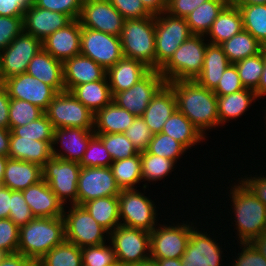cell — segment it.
Instances as JSON below:
<instances>
[{
  "label": "cell",
  "mask_w": 266,
  "mask_h": 266,
  "mask_svg": "<svg viewBox=\"0 0 266 266\" xmlns=\"http://www.w3.org/2000/svg\"><path fill=\"white\" fill-rule=\"evenodd\" d=\"M4 88L10 98L30 102L44 112L57 94L51 86L27 73L5 79Z\"/></svg>",
  "instance_id": "ac0fdd59"
},
{
  "label": "cell",
  "mask_w": 266,
  "mask_h": 266,
  "mask_svg": "<svg viewBox=\"0 0 266 266\" xmlns=\"http://www.w3.org/2000/svg\"><path fill=\"white\" fill-rule=\"evenodd\" d=\"M81 166L78 162L51 157L42 167L43 180L64 204L67 198L77 205V184Z\"/></svg>",
  "instance_id": "30bf717a"
},
{
  "label": "cell",
  "mask_w": 266,
  "mask_h": 266,
  "mask_svg": "<svg viewBox=\"0 0 266 266\" xmlns=\"http://www.w3.org/2000/svg\"><path fill=\"white\" fill-rule=\"evenodd\" d=\"M23 31V16H0V51Z\"/></svg>",
  "instance_id": "11a10c76"
},
{
  "label": "cell",
  "mask_w": 266,
  "mask_h": 266,
  "mask_svg": "<svg viewBox=\"0 0 266 266\" xmlns=\"http://www.w3.org/2000/svg\"><path fill=\"white\" fill-rule=\"evenodd\" d=\"M5 79L3 78L2 71H1V60H0V88L4 87Z\"/></svg>",
  "instance_id": "2a66077c"
},
{
  "label": "cell",
  "mask_w": 266,
  "mask_h": 266,
  "mask_svg": "<svg viewBox=\"0 0 266 266\" xmlns=\"http://www.w3.org/2000/svg\"><path fill=\"white\" fill-rule=\"evenodd\" d=\"M240 243H250L266 232V206L240 181L230 189Z\"/></svg>",
  "instance_id": "3957f363"
},
{
  "label": "cell",
  "mask_w": 266,
  "mask_h": 266,
  "mask_svg": "<svg viewBox=\"0 0 266 266\" xmlns=\"http://www.w3.org/2000/svg\"><path fill=\"white\" fill-rule=\"evenodd\" d=\"M10 97L4 87L0 88V127L9 129Z\"/></svg>",
  "instance_id": "e7e4bbea"
},
{
  "label": "cell",
  "mask_w": 266,
  "mask_h": 266,
  "mask_svg": "<svg viewBox=\"0 0 266 266\" xmlns=\"http://www.w3.org/2000/svg\"><path fill=\"white\" fill-rule=\"evenodd\" d=\"M43 179L42 167L36 163L8 158L2 186L23 191Z\"/></svg>",
  "instance_id": "83f0119b"
},
{
  "label": "cell",
  "mask_w": 266,
  "mask_h": 266,
  "mask_svg": "<svg viewBox=\"0 0 266 266\" xmlns=\"http://www.w3.org/2000/svg\"><path fill=\"white\" fill-rule=\"evenodd\" d=\"M95 135L102 140L113 161L130 158L139 153L124 133Z\"/></svg>",
  "instance_id": "bcb514c9"
},
{
  "label": "cell",
  "mask_w": 266,
  "mask_h": 266,
  "mask_svg": "<svg viewBox=\"0 0 266 266\" xmlns=\"http://www.w3.org/2000/svg\"><path fill=\"white\" fill-rule=\"evenodd\" d=\"M220 46L223 48L231 64L257 55L261 52L262 48V44L251 33L245 30L224 41Z\"/></svg>",
  "instance_id": "74e56055"
},
{
  "label": "cell",
  "mask_w": 266,
  "mask_h": 266,
  "mask_svg": "<svg viewBox=\"0 0 266 266\" xmlns=\"http://www.w3.org/2000/svg\"><path fill=\"white\" fill-rule=\"evenodd\" d=\"M193 223L175 226L159 225L150 232V257L151 259L181 258L186 250Z\"/></svg>",
  "instance_id": "4fadbf2b"
},
{
  "label": "cell",
  "mask_w": 266,
  "mask_h": 266,
  "mask_svg": "<svg viewBox=\"0 0 266 266\" xmlns=\"http://www.w3.org/2000/svg\"><path fill=\"white\" fill-rule=\"evenodd\" d=\"M135 118L134 114L112 101L94 114L93 131L95 134L124 133Z\"/></svg>",
  "instance_id": "f546056e"
},
{
  "label": "cell",
  "mask_w": 266,
  "mask_h": 266,
  "mask_svg": "<svg viewBox=\"0 0 266 266\" xmlns=\"http://www.w3.org/2000/svg\"><path fill=\"white\" fill-rule=\"evenodd\" d=\"M244 89L235 64H230L224 71L213 92L217 96H225Z\"/></svg>",
  "instance_id": "9f6ffc18"
},
{
  "label": "cell",
  "mask_w": 266,
  "mask_h": 266,
  "mask_svg": "<svg viewBox=\"0 0 266 266\" xmlns=\"http://www.w3.org/2000/svg\"><path fill=\"white\" fill-rule=\"evenodd\" d=\"M118 263L131 266L150 259V232L119 225L109 233ZM149 252V253H147Z\"/></svg>",
  "instance_id": "ba28073f"
},
{
  "label": "cell",
  "mask_w": 266,
  "mask_h": 266,
  "mask_svg": "<svg viewBox=\"0 0 266 266\" xmlns=\"http://www.w3.org/2000/svg\"><path fill=\"white\" fill-rule=\"evenodd\" d=\"M70 92L94 114L113 101L106 76L99 81L75 86Z\"/></svg>",
  "instance_id": "d6a6232c"
},
{
  "label": "cell",
  "mask_w": 266,
  "mask_h": 266,
  "mask_svg": "<svg viewBox=\"0 0 266 266\" xmlns=\"http://www.w3.org/2000/svg\"><path fill=\"white\" fill-rule=\"evenodd\" d=\"M82 26L78 19L62 29H58L42 41L43 49L53 58L64 63L80 54Z\"/></svg>",
  "instance_id": "44dd1931"
},
{
  "label": "cell",
  "mask_w": 266,
  "mask_h": 266,
  "mask_svg": "<svg viewBox=\"0 0 266 266\" xmlns=\"http://www.w3.org/2000/svg\"><path fill=\"white\" fill-rule=\"evenodd\" d=\"M113 162L110 153L105 148L102 140L94 135L87 146L83 159L79 163L81 167H110Z\"/></svg>",
  "instance_id": "c3c4849f"
},
{
  "label": "cell",
  "mask_w": 266,
  "mask_h": 266,
  "mask_svg": "<svg viewBox=\"0 0 266 266\" xmlns=\"http://www.w3.org/2000/svg\"><path fill=\"white\" fill-rule=\"evenodd\" d=\"M227 4L228 0H209L194 9L185 17L191 33L206 36L205 34Z\"/></svg>",
  "instance_id": "8d00e7d4"
},
{
  "label": "cell",
  "mask_w": 266,
  "mask_h": 266,
  "mask_svg": "<svg viewBox=\"0 0 266 266\" xmlns=\"http://www.w3.org/2000/svg\"><path fill=\"white\" fill-rule=\"evenodd\" d=\"M83 266H113L118 264L112 246L104 244L81 248Z\"/></svg>",
  "instance_id": "681fc988"
},
{
  "label": "cell",
  "mask_w": 266,
  "mask_h": 266,
  "mask_svg": "<svg viewBox=\"0 0 266 266\" xmlns=\"http://www.w3.org/2000/svg\"><path fill=\"white\" fill-rule=\"evenodd\" d=\"M141 2L152 15L166 12L167 0H141Z\"/></svg>",
  "instance_id": "003e7915"
},
{
  "label": "cell",
  "mask_w": 266,
  "mask_h": 266,
  "mask_svg": "<svg viewBox=\"0 0 266 266\" xmlns=\"http://www.w3.org/2000/svg\"><path fill=\"white\" fill-rule=\"evenodd\" d=\"M177 109L174 91L166 83L152 98L150 104L141 116L153 134L160 133L165 122Z\"/></svg>",
  "instance_id": "484cf974"
},
{
  "label": "cell",
  "mask_w": 266,
  "mask_h": 266,
  "mask_svg": "<svg viewBox=\"0 0 266 266\" xmlns=\"http://www.w3.org/2000/svg\"><path fill=\"white\" fill-rule=\"evenodd\" d=\"M261 53H262V59L264 62V69H263V73L260 79V83L257 89L255 90L257 98L263 97L266 95V45H262Z\"/></svg>",
  "instance_id": "a7ac6f4b"
},
{
  "label": "cell",
  "mask_w": 266,
  "mask_h": 266,
  "mask_svg": "<svg viewBox=\"0 0 266 266\" xmlns=\"http://www.w3.org/2000/svg\"><path fill=\"white\" fill-rule=\"evenodd\" d=\"M11 130L0 127V155L8 157Z\"/></svg>",
  "instance_id": "89a4df30"
},
{
  "label": "cell",
  "mask_w": 266,
  "mask_h": 266,
  "mask_svg": "<svg viewBox=\"0 0 266 266\" xmlns=\"http://www.w3.org/2000/svg\"><path fill=\"white\" fill-rule=\"evenodd\" d=\"M42 48L40 39L22 31L5 49L0 51L3 78L26 73L28 64Z\"/></svg>",
  "instance_id": "9a60e30c"
},
{
  "label": "cell",
  "mask_w": 266,
  "mask_h": 266,
  "mask_svg": "<svg viewBox=\"0 0 266 266\" xmlns=\"http://www.w3.org/2000/svg\"><path fill=\"white\" fill-rule=\"evenodd\" d=\"M158 266H182L181 258H168L155 260Z\"/></svg>",
  "instance_id": "753ad0ef"
},
{
  "label": "cell",
  "mask_w": 266,
  "mask_h": 266,
  "mask_svg": "<svg viewBox=\"0 0 266 266\" xmlns=\"http://www.w3.org/2000/svg\"><path fill=\"white\" fill-rule=\"evenodd\" d=\"M82 27L120 36L125 18L109 0H84L78 18Z\"/></svg>",
  "instance_id": "2e32d148"
},
{
  "label": "cell",
  "mask_w": 266,
  "mask_h": 266,
  "mask_svg": "<svg viewBox=\"0 0 266 266\" xmlns=\"http://www.w3.org/2000/svg\"><path fill=\"white\" fill-rule=\"evenodd\" d=\"M240 244L244 248H242L241 253H238L239 256L232 266H266L265 257L251 243Z\"/></svg>",
  "instance_id": "680465c9"
},
{
  "label": "cell",
  "mask_w": 266,
  "mask_h": 266,
  "mask_svg": "<svg viewBox=\"0 0 266 266\" xmlns=\"http://www.w3.org/2000/svg\"><path fill=\"white\" fill-rule=\"evenodd\" d=\"M150 70L141 61L123 56L114 66L106 70L112 95L130 89Z\"/></svg>",
  "instance_id": "d4e9b609"
},
{
  "label": "cell",
  "mask_w": 266,
  "mask_h": 266,
  "mask_svg": "<svg viewBox=\"0 0 266 266\" xmlns=\"http://www.w3.org/2000/svg\"><path fill=\"white\" fill-rule=\"evenodd\" d=\"M191 35L185 18L166 12L155 15V70H160Z\"/></svg>",
  "instance_id": "8992f818"
},
{
  "label": "cell",
  "mask_w": 266,
  "mask_h": 266,
  "mask_svg": "<svg viewBox=\"0 0 266 266\" xmlns=\"http://www.w3.org/2000/svg\"><path fill=\"white\" fill-rule=\"evenodd\" d=\"M7 160H8V157L0 155V184L1 185L3 182L4 171H5Z\"/></svg>",
  "instance_id": "34e18365"
},
{
  "label": "cell",
  "mask_w": 266,
  "mask_h": 266,
  "mask_svg": "<svg viewBox=\"0 0 266 266\" xmlns=\"http://www.w3.org/2000/svg\"><path fill=\"white\" fill-rule=\"evenodd\" d=\"M52 157V141L10 136L8 158L32 162L43 167Z\"/></svg>",
  "instance_id": "f1b7e54d"
},
{
  "label": "cell",
  "mask_w": 266,
  "mask_h": 266,
  "mask_svg": "<svg viewBox=\"0 0 266 266\" xmlns=\"http://www.w3.org/2000/svg\"><path fill=\"white\" fill-rule=\"evenodd\" d=\"M19 227L10 218L0 219V250L7 254L17 253Z\"/></svg>",
  "instance_id": "db71d44e"
},
{
  "label": "cell",
  "mask_w": 266,
  "mask_h": 266,
  "mask_svg": "<svg viewBox=\"0 0 266 266\" xmlns=\"http://www.w3.org/2000/svg\"><path fill=\"white\" fill-rule=\"evenodd\" d=\"M80 54L107 70L123 57L120 37L82 27Z\"/></svg>",
  "instance_id": "7c38bea8"
},
{
  "label": "cell",
  "mask_w": 266,
  "mask_h": 266,
  "mask_svg": "<svg viewBox=\"0 0 266 266\" xmlns=\"http://www.w3.org/2000/svg\"><path fill=\"white\" fill-rule=\"evenodd\" d=\"M72 21L69 16L63 13L46 10L31 4L24 12L23 31L43 41Z\"/></svg>",
  "instance_id": "d6986e66"
},
{
  "label": "cell",
  "mask_w": 266,
  "mask_h": 266,
  "mask_svg": "<svg viewBox=\"0 0 266 266\" xmlns=\"http://www.w3.org/2000/svg\"><path fill=\"white\" fill-rule=\"evenodd\" d=\"M137 191L136 189L120 191L119 218L123 220L120 224L151 232L157 226L156 206L151 199Z\"/></svg>",
  "instance_id": "8fae6325"
},
{
  "label": "cell",
  "mask_w": 266,
  "mask_h": 266,
  "mask_svg": "<svg viewBox=\"0 0 266 266\" xmlns=\"http://www.w3.org/2000/svg\"><path fill=\"white\" fill-rule=\"evenodd\" d=\"M209 0H167L166 13L171 16L185 18L199 5Z\"/></svg>",
  "instance_id": "91938a15"
},
{
  "label": "cell",
  "mask_w": 266,
  "mask_h": 266,
  "mask_svg": "<svg viewBox=\"0 0 266 266\" xmlns=\"http://www.w3.org/2000/svg\"><path fill=\"white\" fill-rule=\"evenodd\" d=\"M165 84L159 70H150L130 89L116 93L113 101L136 117H141L152 98Z\"/></svg>",
  "instance_id": "5bb4252c"
},
{
  "label": "cell",
  "mask_w": 266,
  "mask_h": 266,
  "mask_svg": "<svg viewBox=\"0 0 266 266\" xmlns=\"http://www.w3.org/2000/svg\"><path fill=\"white\" fill-rule=\"evenodd\" d=\"M65 240L63 217H35L19 227L18 253L38 262Z\"/></svg>",
  "instance_id": "7a4b0ae2"
},
{
  "label": "cell",
  "mask_w": 266,
  "mask_h": 266,
  "mask_svg": "<svg viewBox=\"0 0 266 266\" xmlns=\"http://www.w3.org/2000/svg\"><path fill=\"white\" fill-rule=\"evenodd\" d=\"M7 253H5L4 251L0 250V262L3 260V258L5 257Z\"/></svg>",
  "instance_id": "b9fcfbb0"
},
{
  "label": "cell",
  "mask_w": 266,
  "mask_h": 266,
  "mask_svg": "<svg viewBox=\"0 0 266 266\" xmlns=\"http://www.w3.org/2000/svg\"><path fill=\"white\" fill-rule=\"evenodd\" d=\"M65 91L75 86L102 80L106 70L91 58L78 54L63 63Z\"/></svg>",
  "instance_id": "cb8c5ba5"
},
{
  "label": "cell",
  "mask_w": 266,
  "mask_h": 266,
  "mask_svg": "<svg viewBox=\"0 0 266 266\" xmlns=\"http://www.w3.org/2000/svg\"><path fill=\"white\" fill-rule=\"evenodd\" d=\"M175 164L173 160L143 151L141 152V177L145 181L162 180L173 171Z\"/></svg>",
  "instance_id": "b9f144b4"
},
{
  "label": "cell",
  "mask_w": 266,
  "mask_h": 266,
  "mask_svg": "<svg viewBox=\"0 0 266 266\" xmlns=\"http://www.w3.org/2000/svg\"><path fill=\"white\" fill-rule=\"evenodd\" d=\"M119 37L124 57L141 61L155 70V15L125 20Z\"/></svg>",
  "instance_id": "277c9868"
},
{
  "label": "cell",
  "mask_w": 266,
  "mask_h": 266,
  "mask_svg": "<svg viewBox=\"0 0 266 266\" xmlns=\"http://www.w3.org/2000/svg\"><path fill=\"white\" fill-rule=\"evenodd\" d=\"M175 93L177 109L205 136L207 129L220 126L217 95L195 80H174L167 83Z\"/></svg>",
  "instance_id": "6da1fadb"
},
{
  "label": "cell",
  "mask_w": 266,
  "mask_h": 266,
  "mask_svg": "<svg viewBox=\"0 0 266 266\" xmlns=\"http://www.w3.org/2000/svg\"><path fill=\"white\" fill-rule=\"evenodd\" d=\"M241 179L252 193L266 206V176L245 177V179Z\"/></svg>",
  "instance_id": "6125c7cd"
},
{
  "label": "cell",
  "mask_w": 266,
  "mask_h": 266,
  "mask_svg": "<svg viewBox=\"0 0 266 266\" xmlns=\"http://www.w3.org/2000/svg\"><path fill=\"white\" fill-rule=\"evenodd\" d=\"M54 130L53 124L44 113L37 120L27 125L14 127L10 136L35 138V140L39 141H53Z\"/></svg>",
  "instance_id": "7dc6e473"
},
{
  "label": "cell",
  "mask_w": 266,
  "mask_h": 266,
  "mask_svg": "<svg viewBox=\"0 0 266 266\" xmlns=\"http://www.w3.org/2000/svg\"><path fill=\"white\" fill-rule=\"evenodd\" d=\"M120 191L110 167H81L77 184V205L96 198L118 196Z\"/></svg>",
  "instance_id": "e0dca14e"
},
{
  "label": "cell",
  "mask_w": 266,
  "mask_h": 266,
  "mask_svg": "<svg viewBox=\"0 0 266 266\" xmlns=\"http://www.w3.org/2000/svg\"><path fill=\"white\" fill-rule=\"evenodd\" d=\"M26 73L51 86L57 93L65 91L63 63L43 48L30 61Z\"/></svg>",
  "instance_id": "4316f807"
},
{
  "label": "cell",
  "mask_w": 266,
  "mask_h": 266,
  "mask_svg": "<svg viewBox=\"0 0 266 266\" xmlns=\"http://www.w3.org/2000/svg\"><path fill=\"white\" fill-rule=\"evenodd\" d=\"M44 114V111L36 105L27 101L10 99L9 105V129L27 125L37 120Z\"/></svg>",
  "instance_id": "ee69618b"
},
{
  "label": "cell",
  "mask_w": 266,
  "mask_h": 266,
  "mask_svg": "<svg viewBox=\"0 0 266 266\" xmlns=\"http://www.w3.org/2000/svg\"><path fill=\"white\" fill-rule=\"evenodd\" d=\"M186 150L181 143L162 132L152 136L149 146L146 149L150 154L162 156L175 162H177L179 156L183 155Z\"/></svg>",
  "instance_id": "f6af8a7d"
},
{
  "label": "cell",
  "mask_w": 266,
  "mask_h": 266,
  "mask_svg": "<svg viewBox=\"0 0 266 266\" xmlns=\"http://www.w3.org/2000/svg\"><path fill=\"white\" fill-rule=\"evenodd\" d=\"M110 169L120 190L136 189L134 185L142 180L141 152L130 158L113 161Z\"/></svg>",
  "instance_id": "f35d334b"
},
{
  "label": "cell",
  "mask_w": 266,
  "mask_h": 266,
  "mask_svg": "<svg viewBox=\"0 0 266 266\" xmlns=\"http://www.w3.org/2000/svg\"><path fill=\"white\" fill-rule=\"evenodd\" d=\"M255 99H257L255 91L246 88L229 95L217 96L220 124L240 117Z\"/></svg>",
  "instance_id": "d590c367"
},
{
  "label": "cell",
  "mask_w": 266,
  "mask_h": 266,
  "mask_svg": "<svg viewBox=\"0 0 266 266\" xmlns=\"http://www.w3.org/2000/svg\"><path fill=\"white\" fill-rule=\"evenodd\" d=\"M84 0H34V5L46 10L56 11L69 16L72 20L79 18Z\"/></svg>",
  "instance_id": "816d5d0a"
},
{
  "label": "cell",
  "mask_w": 266,
  "mask_h": 266,
  "mask_svg": "<svg viewBox=\"0 0 266 266\" xmlns=\"http://www.w3.org/2000/svg\"><path fill=\"white\" fill-rule=\"evenodd\" d=\"M131 266H158L157 262L154 259H148L145 261H142L141 263L131 265Z\"/></svg>",
  "instance_id": "11e5206c"
},
{
  "label": "cell",
  "mask_w": 266,
  "mask_h": 266,
  "mask_svg": "<svg viewBox=\"0 0 266 266\" xmlns=\"http://www.w3.org/2000/svg\"><path fill=\"white\" fill-rule=\"evenodd\" d=\"M11 209V189L0 187V219L9 218Z\"/></svg>",
  "instance_id": "03108f58"
},
{
  "label": "cell",
  "mask_w": 266,
  "mask_h": 266,
  "mask_svg": "<svg viewBox=\"0 0 266 266\" xmlns=\"http://www.w3.org/2000/svg\"><path fill=\"white\" fill-rule=\"evenodd\" d=\"M124 135L132 142L138 152L146 151L154 135L142 117H136Z\"/></svg>",
  "instance_id": "f907efd6"
},
{
  "label": "cell",
  "mask_w": 266,
  "mask_h": 266,
  "mask_svg": "<svg viewBox=\"0 0 266 266\" xmlns=\"http://www.w3.org/2000/svg\"><path fill=\"white\" fill-rule=\"evenodd\" d=\"M95 135L93 129L57 128L52 141V156L66 161L80 163L90 139ZM61 143L65 153L56 151L55 144ZM54 145V146H53Z\"/></svg>",
  "instance_id": "7402d4cb"
},
{
  "label": "cell",
  "mask_w": 266,
  "mask_h": 266,
  "mask_svg": "<svg viewBox=\"0 0 266 266\" xmlns=\"http://www.w3.org/2000/svg\"><path fill=\"white\" fill-rule=\"evenodd\" d=\"M34 217H63L64 204L43 179L22 191Z\"/></svg>",
  "instance_id": "603a6c76"
},
{
  "label": "cell",
  "mask_w": 266,
  "mask_h": 266,
  "mask_svg": "<svg viewBox=\"0 0 266 266\" xmlns=\"http://www.w3.org/2000/svg\"><path fill=\"white\" fill-rule=\"evenodd\" d=\"M36 266H83L81 248L64 240L38 260Z\"/></svg>",
  "instance_id": "ab89813d"
},
{
  "label": "cell",
  "mask_w": 266,
  "mask_h": 266,
  "mask_svg": "<svg viewBox=\"0 0 266 266\" xmlns=\"http://www.w3.org/2000/svg\"><path fill=\"white\" fill-rule=\"evenodd\" d=\"M34 0H0V16H24L25 10Z\"/></svg>",
  "instance_id": "94428289"
},
{
  "label": "cell",
  "mask_w": 266,
  "mask_h": 266,
  "mask_svg": "<svg viewBox=\"0 0 266 266\" xmlns=\"http://www.w3.org/2000/svg\"><path fill=\"white\" fill-rule=\"evenodd\" d=\"M9 218L18 227L26 225L35 218L29 205L24 199L22 191L11 190V209Z\"/></svg>",
  "instance_id": "f5cc1de1"
},
{
  "label": "cell",
  "mask_w": 266,
  "mask_h": 266,
  "mask_svg": "<svg viewBox=\"0 0 266 266\" xmlns=\"http://www.w3.org/2000/svg\"><path fill=\"white\" fill-rule=\"evenodd\" d=\"M228 4L238 7L241 5L266 4V0H228Z\"/></svg>",
  "instance_id": "8c879c8a"
},
{
  "label": "cell",
  "mask_w": 266,
  "mask_h": 266,
  "mask_svg": "<svg viewBox=\"0 0 266 266\" xmlns=\"http://www.w3.org/2000/svg\"><path fill=\"white\" fill-rule=\"evenodd\" d=\"M120 12L125 20L141 19L153 16L143 5L141 0H109Z\"/></svg>",
  "instance_id": "6f0895ef"
},
{
  "label": "cell",
  "mask_w": 266,
  "mask_h": 266,
  "mask_svg": "<svg viewBox=\"0 0 266 266\" xmlns=\"http://www.w3.org/2000/svg\"><path fill=\"white\" fill-rule=\"evenodd\" d=\"M161 132L181 143L187 150L205 138L178 109L165 122Z\"/></svg>",
  "instance_id": "836d02e7"
},
{
  "label": "cell",
  "mask_w": 266,
  "mask_h": 266,
  "mask_svg": "<svg viewBox=\"0 0 266 266\" xmlns=\"http://www.w3.org/2000/svg\"><path fill=\"white\" fill-rule=\"evenodd\" d=\"M243 30L251 33L262 45H266V4L241 5Z\"/></svg>",
  "instance_id": "60d3db41"
},
{
  "label": "cell",
  "mask_w": 266,
  "mask_h": 266,
  "mask_svg": "<svg viewBox=\"0 0 266 266\" xmlns=\"http://www.w3.org/2000/svg\"><path fill=\"white\" fill-rule=\"evenodd\" d=\"M203 35H191L174 52L170 60L159 70L166 81L195 80L203 69L204 55L208 43Z\"/></svg>",
  "instance_id": "5b68a950"
},
{
  "label": "cell",
  "mask_w": 266,
  "mask_h": 266,
  "mask_svg": "<svg viewBox=\"0 0 266 266\" xmlns=\"http://www.w3.org/2000/svg\"><path fill=\"white\" fill-rule=\"evenodd\" d=\"M250 243L266 259V232H264L263 234H261L260 236H258L256 238H254Z\"/></svg>",
  "instance_id": "2644e50d"
},
{
  "label": "cell",
  "mask_w": 266,
  "mask_h": 266,
  "mask_svg": "<svg viewBox=\"0 0 266 266\" xmlns=\"http://www.w3.org/2000/svg\"><path fill=\"white\" fill-rule=\"evenodd\" d=\"M0 266H36V263L21 253L6 254Z\"/></svg>",
  "instance_id": "be15d7a7"
},
{
  "label": "cell",
  "mask_w": 266,
  "mask_h": 266,
  "mask_svg": "<svg viewBox=\"0 0 266 266\" xmlns=\"http://www.w3.org/2000/svg\"><path fill=\"white\" fill-rule=\"evenodd\" d=\"M235 66L244 88L255 91L264 69L262 53L238 61Z\"/></svg>",
  "instance_id": "7bdbcfd3"
},
{
  "label": "cell",
  "mask_w": 266,
  "mask_h": 266,
  "mask_svg": "<svg viewBox=\"0 0 266 266\" xmlns=\"http://www.w3.org/2000/svg\"><path fill=\"white\" fill-rule=\"evenodd\" d=\"M54 128L94 129V113L69 91L57 93L44 112Z\"/></svg>",
  "instance_id": "52a82bcc"
},
{
  "label": "cell",
  "mask_w": 266,
  "mask_h": 266,
  "mask_svg": "<svg viewBox=\"0 0 266 266\" xmlns=\"http://www.w3.org/2000/svg\"><path fill=\"white\" fill-rule=\"evenodd\" d=\"M230 64L223 48L220 45L208 42L204 55L203 69L195 81L200 86L213 91Z\"/></svg>",
  "instance_id": "4dcf8cb0"
},
{
  "label": "cell",
  "mask_w": 266,
  "mask_h": 266,
  "mask_svg": "<svg viewBox=\"0 0 266 266\" xmlns=\"http://www.w3.org/2000/svg\"><path fill=\"white\" fill-rule=\"evenodd\" d=\"M196 227L191 231L186 250L181 257L182 266H219L222 261V251L218 243L208 234L197 231ZM215 241V242H214Z\"/></svg>",
  "instance_id": "ffe728a7"
},
{
  "label": "cell",
  "mask_w": 266,
  "mask_h": 266,
  "mask_svg": "<svg viewBox=\"0 0 266 266\" xmlns=\"http://www.w3.org/2000/svg\"><path fill=\"white\" fill-rule=\"evenodd\" d=\"M82 206L96 220V222L109 233L122 223V220L119 221L118 196L96 198L83 203Z\"/></svg>",
  "instance_id": "e575fe53"
},
{
  "label": "cell",
  "mask_w": 266,
  "mask_h": 266,
  "mask_svg": "<svg viewBox=\"0 0 266 266\" xmlns=\"http://www.w3.org/2000/svg\"><path fill=\"white\" fill-rule=\"evenodd\" d=\"M63 219L65 240L79 248L104 244V235L109 234L82 205H72L70 211H64Z\"/></svg>",
  "instance_id": "9c48e42d"
},
{
  "label": "cell",
  "mask_w": 266,
  "mask_h": 266,
  "mask_svg": "<svg viewBox=\"0 0 266 266\" xmlns=\"http://www.w3.org/2000/svg\"><path fill=\"white\" fill-rule=\"evenodd\" d=\"M243 30L242 16L237 6L227 4L207 32L210 44L220 45Z\"/></svg>",
  "instance_id": "1f68e13d"
}]
</instances>
